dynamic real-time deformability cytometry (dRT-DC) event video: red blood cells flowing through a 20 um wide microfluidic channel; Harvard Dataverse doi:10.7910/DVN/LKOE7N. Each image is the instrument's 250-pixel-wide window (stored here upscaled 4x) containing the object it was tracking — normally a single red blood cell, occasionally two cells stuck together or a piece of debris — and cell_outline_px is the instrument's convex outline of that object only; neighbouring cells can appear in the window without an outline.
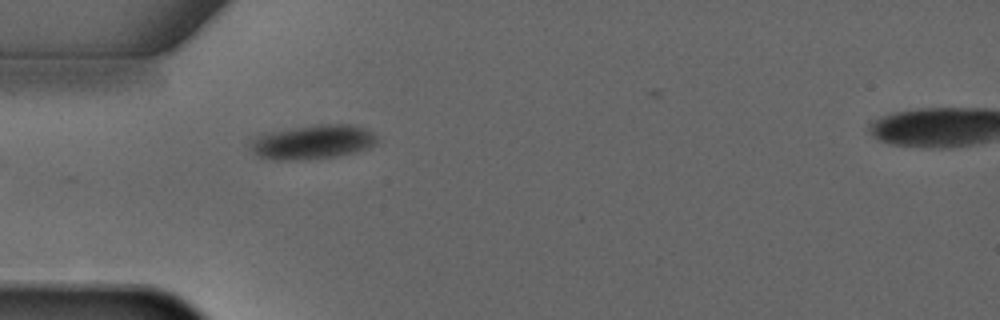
{"species": "common noctule bat (a hibernating species)", "species_latin": "Nyctalus noctula", "temperature_condition": "warm", "stored_images_in_passage": 2, "camera_frame_rate_fps": 3000, "um_per_image_px": 0.085, "animal": {"sex": "male", "forearm_length_mm": 52.5}, "frame": {"image": 1, "passage_image": 1, "time_ms": 0.0, "image_size_px": [1000, 320], "cell_outline_px": [[376, 140], [368, 148], [352, 152], [332, 156], [292, 160], [276, 160], [256, 156], [248, 144], [256, 136], [268, 132], [292, 128], [320, 124], [352, 124], [364, 128], [372, 132], [376, 136]], "centroid_in_image_um": [26.52, 12.06], "position_along_channel_um": 58.5, "area_um2": 24.85}}